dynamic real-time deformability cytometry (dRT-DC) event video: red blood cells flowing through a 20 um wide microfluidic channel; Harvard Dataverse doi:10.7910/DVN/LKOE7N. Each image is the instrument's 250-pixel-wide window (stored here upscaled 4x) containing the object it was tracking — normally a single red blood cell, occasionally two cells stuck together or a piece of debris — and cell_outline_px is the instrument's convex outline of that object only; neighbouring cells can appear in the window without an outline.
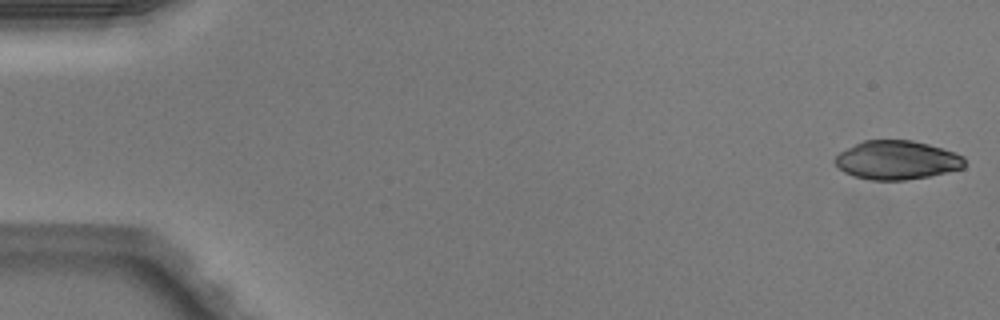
{"species": "Egyptian fruit bat (a non-hibernating species)", "species_latin": "Rousettus aegyptiacus", "temperature_condition": "warm", "stored_images_in_passage": 49, "camera_frame_rate_fps": 3000, "um_per_image_px": 0.085, "animal": {"sex": "male"}, "frame": {"image": 1, "passage_image": 1, "time_ms": 0.0, "image_size_px": [1000, 320], "cell_outline_px": [[964, 168], [928, 176], [904, 180], [872, 180], [852, 176], [844, 172], [832, 160], [840, 152], [864, 140], [912, 140], [928, 144], [964, 156]], "centroid_in_image_um": [76.21, 13.61], "position_along_channel_um": 8.8, "area_um2": 29.07}}
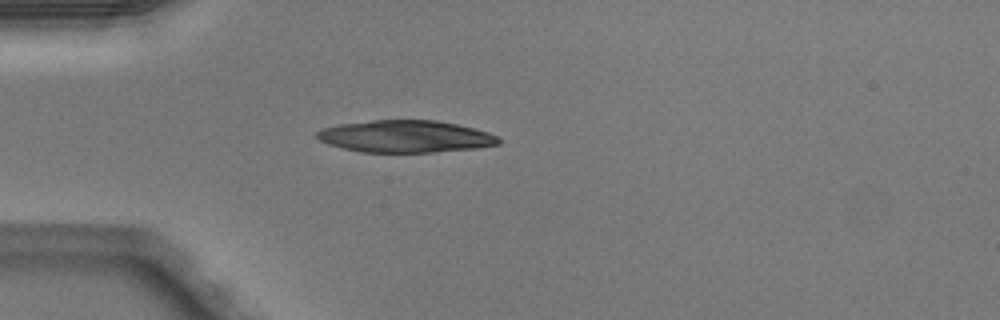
{"frame": {"image": 2, "passage_image": 14, "time_ms": 4.333, "image_size_px": [1000, 320], "cell_outline_px": [[500, 144], [476, 148], [432, 152], [360, 152], [328, 144], [320, 140], [316, 136], [316, 132], [320, 128], [336, 124], [372, 120], [436, 120], [456, 124], [488, 132], [500, 136]], "centroid_in_image_um": [34.44, 11.59], "position_along_channel_um": 50.6, "area_um2": 34.1}}